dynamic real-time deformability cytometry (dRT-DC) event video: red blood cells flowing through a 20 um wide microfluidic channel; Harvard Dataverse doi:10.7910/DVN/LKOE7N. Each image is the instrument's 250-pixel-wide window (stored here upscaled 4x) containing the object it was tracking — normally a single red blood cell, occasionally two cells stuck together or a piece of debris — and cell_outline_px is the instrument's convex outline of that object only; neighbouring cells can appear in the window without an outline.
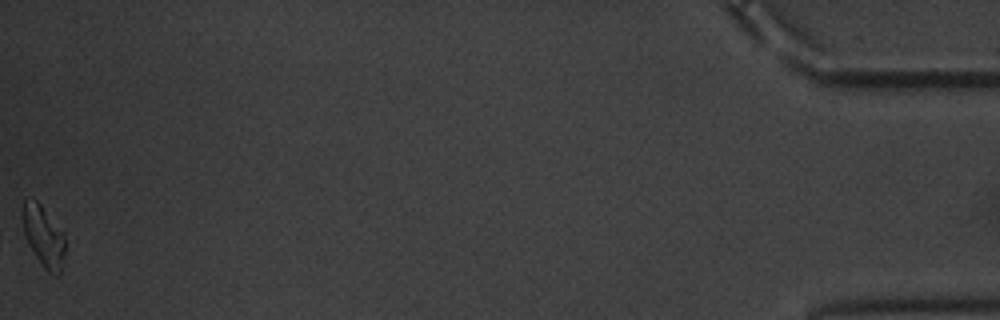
{"species": "common noctule bat (a hibernating species)", "species_latin": "Nyctalus noctula", "temperature_condition": "warm", "stored_images_in_passage": 50, "camera_frame_rate_fps": 3000, "um_per_image_px": 0.085, "animal": {"sex": "male", "body_mass_g": 20.1, "forearm_length_mm": 53.5}, "frame": {"image": 1, "passage_image": 50, "time_ms": 16.333, "image_size_px": [1000, 320], "cell_outline_px": [[64, 252], [60, 276], [56, 276], [48, 272], [44, 268], [28, 244], [24, 232], [20, 216], [20, 208], [24, 200], [32, 196], [40, 204], [64, 232]], "centroid_in_image_um": [3.66, 20.03], "position_along_channel_um": 431.5, "area_um2": 15.49}, "authors_computed_cell_mechanics": {"area_um2": 16.9643, "velocity_mm_per_s": 3.3633, "shape_relaxation_time_tau1_ms": 4.1455, "shape_relaxation_time_tau2_ms": 8.087, "deformation_change_tau1": 0.1417, "deformation_change_tau2": 0.1585}}